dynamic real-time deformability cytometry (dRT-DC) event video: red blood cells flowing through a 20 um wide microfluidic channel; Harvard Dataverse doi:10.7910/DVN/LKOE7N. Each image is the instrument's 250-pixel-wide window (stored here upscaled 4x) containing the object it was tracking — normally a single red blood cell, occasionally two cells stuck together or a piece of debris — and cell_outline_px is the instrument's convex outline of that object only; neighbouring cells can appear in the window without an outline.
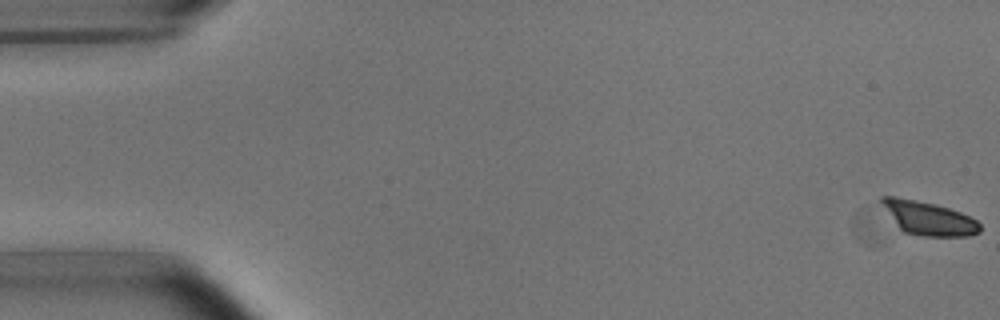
{"species": "common noctule bat (a hibernating species)", "species_latin": "Nyctalus noctula", "temperature_condition": "room temperature", "stored_images_in_passage": 6, "camera_frame_rate_fps": 3000, "um_per_image_px": 0.085, "animal": {"sex": "male", "body_mass_g": 15.6}, "frame": {"image": 1, "passage_image": 1, "time_ms": 0.0, "image_size_px": [1000, 320], "cell_outline_px": [[980, 232], [968, 236], [924, 236], [904, 232], [900, 228], [880, 200], [880, 196], [896, 196], [936, 204], [960, 212], [976, 220], [980, 224]], "centroid_in_image_um": [78.96, 18.55], "position_along_channel_um": 6.0, "area_um2": 18.79}}
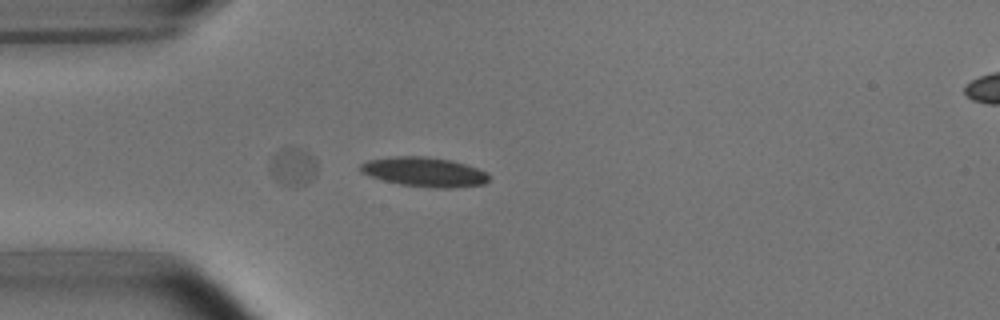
{"frame": {"image": 2, "passage_image": 5, "time_ms": 4.667, "image_size_px": [1000, 320], "cell_outline_px": [[488, 180], [484, 184], [452, 188], [432, 188], [400, 184], [368, 176], [360, 172], [360, 164], [368, 160], [392, 156], [424, 156], [452, 160], [488, 172]], "centroid_in_image_um": [36.04, 14.61], "position_along_channel_um": 49.0, "area_um2": 22.14}}